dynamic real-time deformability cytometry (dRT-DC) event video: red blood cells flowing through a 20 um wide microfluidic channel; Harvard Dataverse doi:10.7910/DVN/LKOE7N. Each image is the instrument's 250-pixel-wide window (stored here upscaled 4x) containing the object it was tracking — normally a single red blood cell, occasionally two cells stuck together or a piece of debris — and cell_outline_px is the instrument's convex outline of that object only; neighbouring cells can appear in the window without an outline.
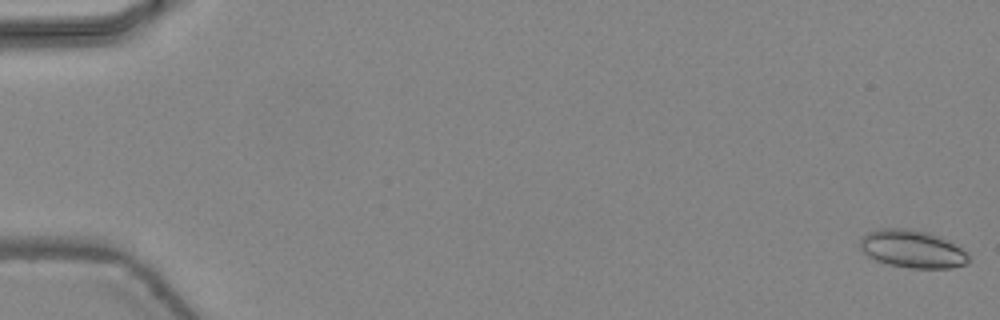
{"species": "common noctule bat (a hibernating species)", "species_latin": "Nyctalus noctula", "temperature_condition": "warm", "stored_images_in_passage": 47, "camera_frame_rate_fps": 3000, "um_per_image_px": 0.085, "animal": {"sex": "female", "body_mass_g": 24.6, "forearm_length_mm": 56.2}, "frame": {"image": 1, "passage_image": 1, "time_ms": 0.0, "image_size_px": [1000, 320], "cell_outline_px": [[972, 260], [968, 264], [952, 268], [908, 268], [888, 264], [876, 260], [868, 256], [860, 248], [860, 240], [868, 232], [880, 228], [908, 228], [928, 232], [940, 236], [960, 248]], "centroid_in_image_um": [77.55, 21.17], "position_along_channel_um": 7.4, "area_um2": 23.93}}
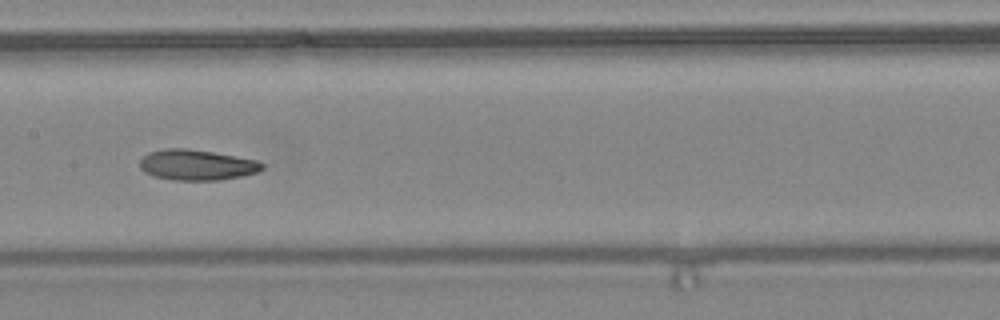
{"frame": {"image": 2, "passage_image": 25, "time_ms": 8.0, "image_size_px": [1000, 320], "cell_outline_px": [[264, 168], [256, 172], [244, 176], [220, 180], [172, 180], [152, 176], [144, 172], [140, 168], [140, 160], [148, 152], [164, 148], [188, 148], [236, 156], [256, 160], [264, 164]], "centroid_in_image_um": [16.7, 14.02], "position_along_channel_um": 190.7, "area_um2": 21.96}}
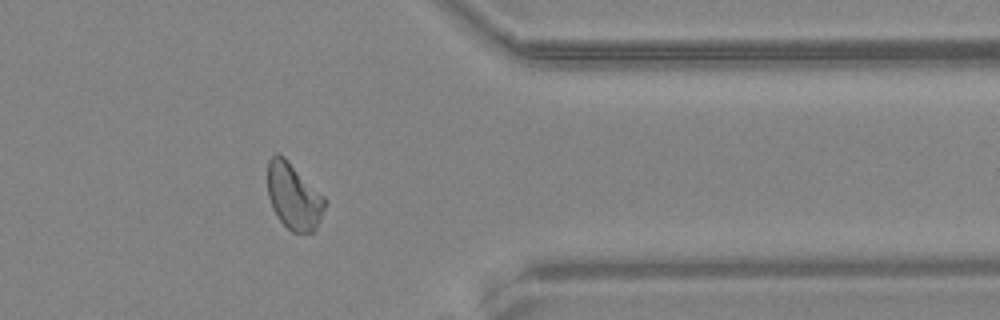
{"frame": {"image": 3, "passage_image": 39, "time_ms": 12.667, "image_size_px": [1000, 320], "cell_outline_px": [[324, 208], [316, 232], [292, 232], [276, 216], [272, 208], [268, 196], [268, 160], [276, 152], [284, 156], [324, 196]], "centroid_in_image_um": [24.95, 16.69], "position_along_channel_um": 386.5, "area_um2": 22.02}, "authors_computed_cell_mechanics": {"area_um2": 22.1374, "velocity_mm_per_s": 4.4535, "shape_relaxation_time_tau1_ms": 4.4768, "shape_relaxation_time_tau2_ms": 1.9067, "deformation_change_tau1": 0.1376, "deformation_change_tau2": 0.0843}}